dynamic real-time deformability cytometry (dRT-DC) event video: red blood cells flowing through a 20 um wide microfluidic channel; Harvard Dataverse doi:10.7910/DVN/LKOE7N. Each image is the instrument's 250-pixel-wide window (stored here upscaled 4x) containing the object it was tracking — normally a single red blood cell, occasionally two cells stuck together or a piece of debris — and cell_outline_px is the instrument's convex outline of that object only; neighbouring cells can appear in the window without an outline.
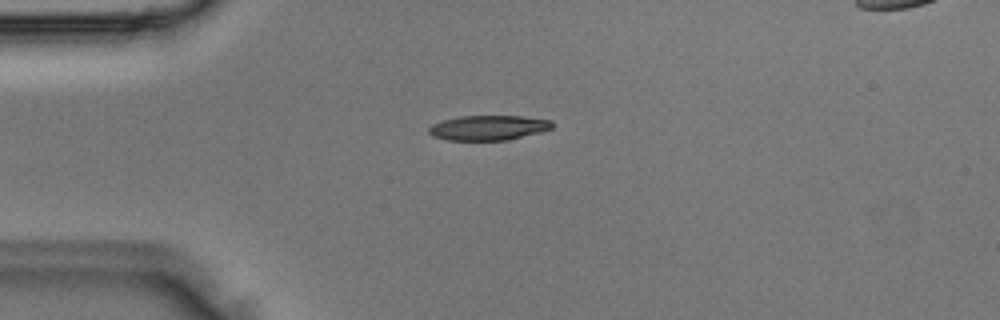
{"species": "Egyptian fruit bat (a non-hibernating species)", "species_latin": "Rousettus aegyptiacus", "temperature_condition": "room temperature", "stored_images_in_passage": 4, "camera_frame_rate_fps": 3000, "um_per_image_px": 0.085, "animal": {"sex": "male"}, "frame": {"image": 1, "passage_image": 4, "time_ms": 1.0, "image_size_px": [1000, 320], "cell_outline_px": [[552, 128], [540, 132], [508, 140], [448, 140], [432, 136], [428, 132], [428, 128], [432, 124], [444, 120], [460, 116], [520, 116], [552, 120]], "centroid_in_image_um": [41.5, 10.86], "position_along_channel_um": 43.5, "area_um2": 17.8}}